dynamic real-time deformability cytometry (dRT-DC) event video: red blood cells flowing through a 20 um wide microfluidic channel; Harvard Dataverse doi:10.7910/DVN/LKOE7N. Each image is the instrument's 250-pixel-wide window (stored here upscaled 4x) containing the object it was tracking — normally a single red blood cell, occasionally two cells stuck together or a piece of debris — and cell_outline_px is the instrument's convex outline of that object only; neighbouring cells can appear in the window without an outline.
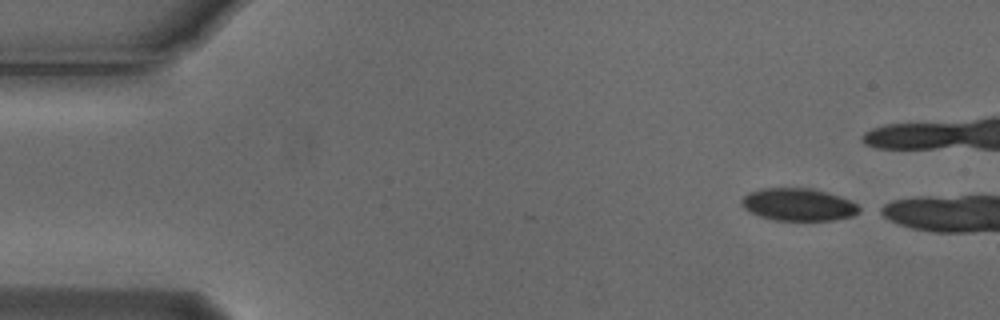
{"species": "Egyptian fruit bat (a non-hibernating species)", "species_latin": "Rousettus aegyptiacus", "temperature_condition": "cold", "stored_images_in_passage": 9, "camera_frame_rate_fps": 3000, "um_per_image_px": 0.085, "animal": {"sex": "male"}, "frame": {"image": 1, "passage_image": 1, "time_ms": 0.0, "image_size_px": [1000, 320], "cell_outline_px": [[864, 208], [860, 212], [852, 216], [836, 220], [776, 220], [760, 216], [744, 208], [740, 204], [740, 200], [748, 192], [760, 188], [812, 188], [828, 192], [852, 200]], "centroid_in_image_um": [67.91, 17.38], "position_along_channel_um": 17.1, "area_um2": 22.6}}